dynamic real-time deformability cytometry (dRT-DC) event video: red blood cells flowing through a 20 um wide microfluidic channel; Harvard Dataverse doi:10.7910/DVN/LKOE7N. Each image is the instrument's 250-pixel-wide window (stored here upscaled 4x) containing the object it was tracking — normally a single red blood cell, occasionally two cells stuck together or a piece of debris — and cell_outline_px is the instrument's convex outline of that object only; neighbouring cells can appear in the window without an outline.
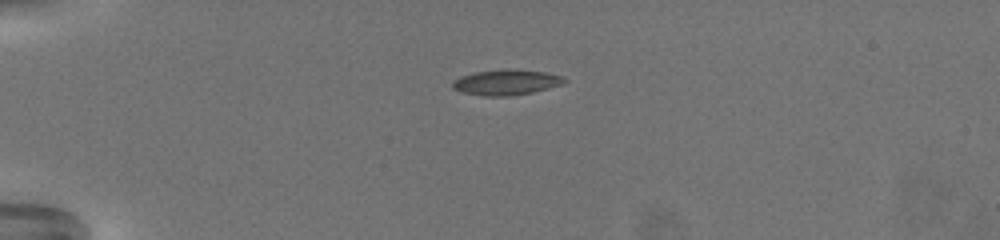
{"species": "common noctule bat (a hibernating species)", "species_latin": "Nyctalus noctula", "temperature_condition": "warm", "stored_images_in_passage": 49, "camera_frame_rate_fps": 3000, "um_per_image_px": 0.085, "animal": {"sex": "female", "body_mass_g": 19.5, "forearm_length_mm": 54.1}, "frame": {"image": 1, "passage_image": 1, "time_ms": 0.0, "image_size_px": [1000, 240], "cell_outline_px": [[568, 80], [560, 84], [548, 88], [532, 92], [508, 96], [484, 96], [460, 92], [452, 88], [452, 80], [460, 76], [472, 72], [508, 68], [544, 72], [560, 76]], "centroid_in_image_um": [42.94, 6.99], "position_along_channel_um": 42.1, "area_um2": 16.65}}
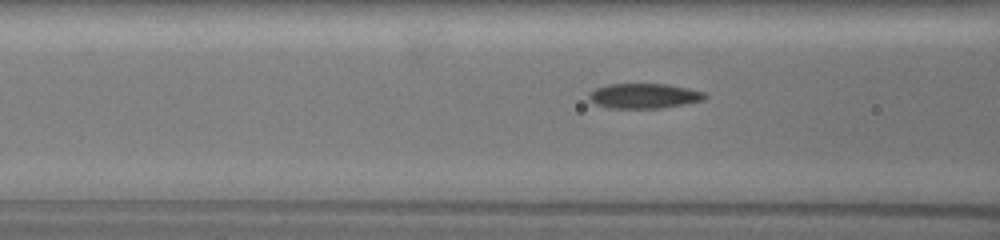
{"frame": {"image": 2, "passage_image": 12, "time_ms": 3.667, "image_size_px": [1000, 240], "cell_outline_px": [[708, 96], [704, 100], [684, 104], [660, 108], [608, 108], [596, 104], [588, 100], [588, 96], [596, 88], [608, 84], [668, 84], [688, 88], [704, 92]], "centroid_in_image_um": [54.75, 8.15], "position_along_channel_um": 111.8, "area_um2": 16.88}}
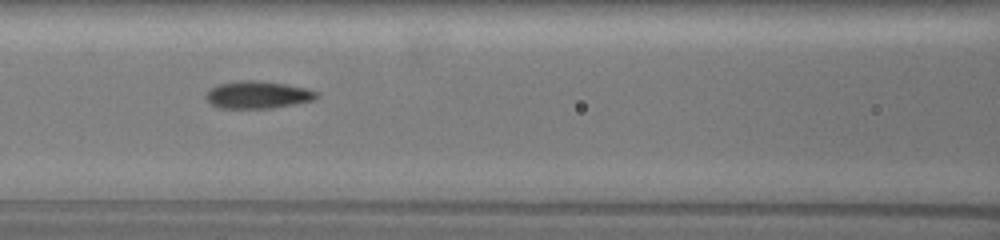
{"frame": {"image": 3, "passage_image": 15, "time_ms": 4.667, "image_size_px": [1000, 240], "cell_outline_px": [[320, 96], [312, 100], [272, 108], [220, 108], [212, 104], [204, 96], [216, 84], [240, 80], [256, 80], [284, 84], [304, 88], [320, 92]], "centroid_in_image_um": [21.9, 8.05], "position_along_channel_um": 144.7, "area_um2": 17.51}, "authors_computed_cell_mechanics": {"area_um2": 17.2822, "velocity_mm_per_s": 3.2611, "shape_relaxation_time_tau1_ms": 6.9121, "shape_relaxation_time_tau2_ms": 1.5538, "deformation_change_tau1": 0.1971, "deformation_change_tau2": 0.0779}}